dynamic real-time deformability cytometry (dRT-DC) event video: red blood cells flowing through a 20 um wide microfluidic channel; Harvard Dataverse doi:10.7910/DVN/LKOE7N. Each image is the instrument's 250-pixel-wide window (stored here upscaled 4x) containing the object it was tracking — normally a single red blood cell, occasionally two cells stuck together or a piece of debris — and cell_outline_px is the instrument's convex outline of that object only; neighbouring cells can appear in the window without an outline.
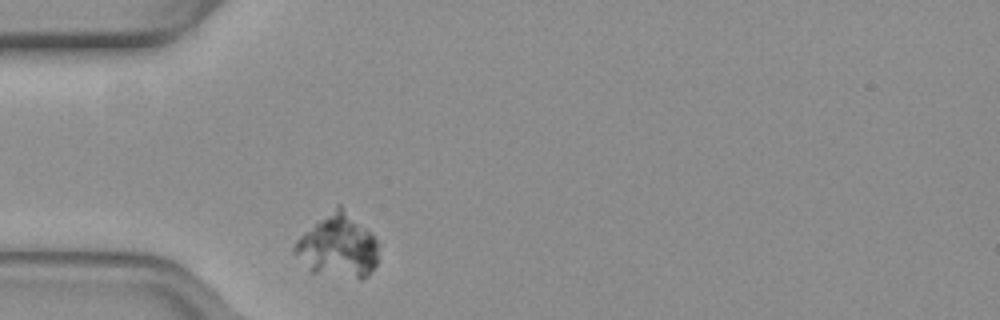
{"species": "common noctule bat (a hibernating species)", "species_latin": "Nyctalus noctula", "temperature_condition": "warm", "stored_images_in_passage": 5, "camera_frame_rate_fps": 3000, "um_per_image_px": 0.085, "animal": {"sex": "female", "body_mass_g": 19.3, "forearm_length_mm": 54.1}, "frame": {"image": 1, "passage_image": 2, "time_ms": 0.333, "image_size_px": [1000, 320], "cell_outline_px": [[380, 244], [376, 264], [360, 280], [308, 272], [292, 252], [292, 248], [296, 240], [304, 232], [336, 204], [340, 204], [372, 232]], "centroid_in_image_um": [28.7, 20.91], "position_along_channel_um": 56.3, "area_um2": 31.62}}